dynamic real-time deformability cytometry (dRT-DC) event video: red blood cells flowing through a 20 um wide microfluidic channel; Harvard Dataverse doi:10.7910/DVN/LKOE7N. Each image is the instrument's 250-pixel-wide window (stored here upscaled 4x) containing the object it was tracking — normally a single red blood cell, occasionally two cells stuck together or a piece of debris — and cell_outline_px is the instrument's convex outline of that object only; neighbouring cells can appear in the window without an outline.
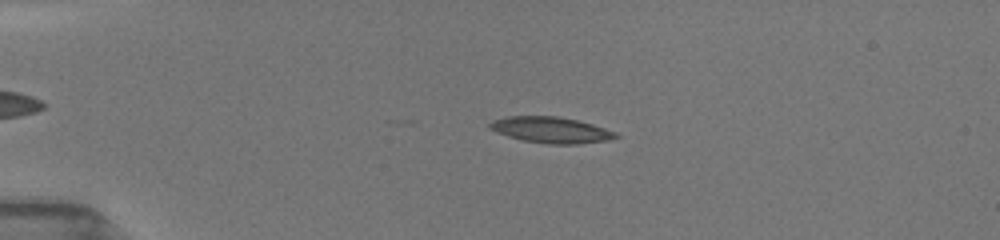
{"species": "common noctule bat (a hibernating species)", "species_latin": "Nyctalus noctula", "temperature_condition": "room temperature", "stored_images_in_passage": 35, "camera_frame_rate_fps": 3000, "um_per_image_px": 0.085, "animal": {"sex": "female", "body_mass_g": 19.5, "forearm_length_mm": 54.1}, "frame": {"image": 1, "passage_image": 11, "time_ms": 3.333, "image_size_px": [1000, 240], "cell_outline_px": [[620, 136], [608, 140], [576, 144], [548, 144], [524, 140], [508, 136], [496, 132], [488, 128], [488, 124], [492, 120], [508, 116], [560, 116], [592, 124], [616, 132]], "centroid_in_image_um": [46.81, 11.04], "position_along_channel_um": 38.2, "area_um2": 19.07}}
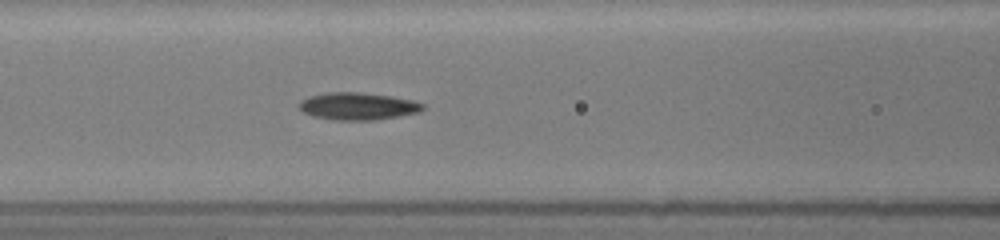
{"frame": {"image": 2, "passage_image": 24, "time_ms": 7.0, "image_size_px": [1000, 240], "cell_outline_px": [[424, 108], [420, 112], [400, 116], [376, 120], [332, 120], [312, 116], [304, 112], [300, 108], [300, 100], [308, 96], [328, 92], [360, 92], [392, 96], [412, 100], [424, 104]], "centroid_in_image_um": [30.42, 9.03], "position_along_channel_um": 136.2, "area_um2": 19.83}}
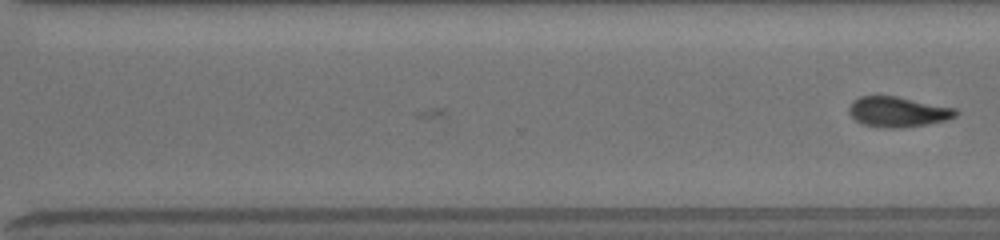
{"frame": {"image": 3, "passage_image": 35, "time_ms": 11.0, "image_size_px": [1000, 240], "cell_outline_px": [[960, 112], [956, 116], [944, 120], [928, 124], [900, 128], [884, 128], [860, 124], [848, 112], [848, 108], [852, 100], [860, 96], [896, 96], [956, 108]], "centroid_in_image_um": [76.3, 9.51], "position_along_channel_um": 294.3, "area_um2": 18.96}}